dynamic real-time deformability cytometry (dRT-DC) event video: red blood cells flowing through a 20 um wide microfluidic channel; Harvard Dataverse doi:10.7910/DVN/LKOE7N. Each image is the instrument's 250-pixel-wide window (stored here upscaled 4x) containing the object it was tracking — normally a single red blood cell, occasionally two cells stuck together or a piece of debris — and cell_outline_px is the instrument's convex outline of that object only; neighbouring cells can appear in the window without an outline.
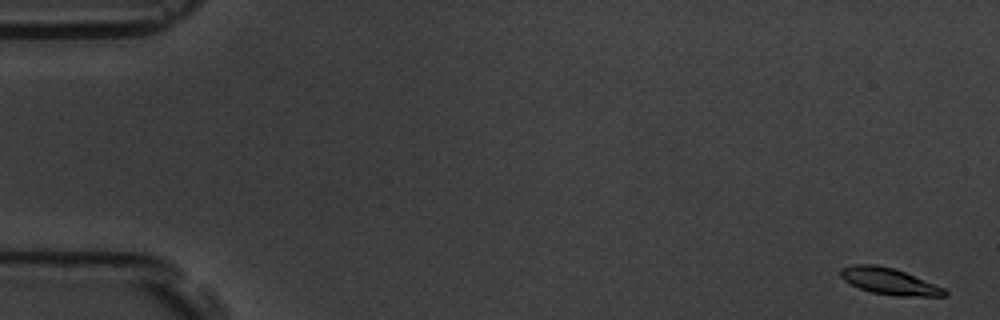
{"species": "common noctule bat (a hibernating species)", "species_latin": "Nyctalus noctula", "temperature_condition": "room temperature", "stored_images_in_passage": 6, "camera_frame_rate_fps": 3000, "um_per_image_px": 0.085, "animal": {"sex": "male", "body_mass_g": 19.5, "forearm_length_mm": 54.6}, "frame": {"image": 1, "passage_image": 1, "time_ms": 0.0, "image_size_px": [1000, 320], "cell_outline_px": [[948, 296], [896, 296], [872, 292], [860, 288], [844, 280], [840, 276], [840, 268], [852, 264], [876, 264], [892, 268], [904, 272], [944, 288], [948, 292]], "centroid_in_image_um": [75.57, 23.91], "position_along_channel_um": 9.4, "area_um2": 15.9}}
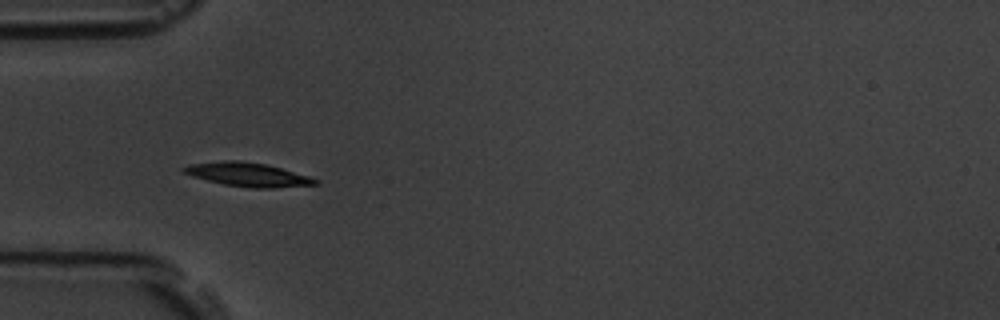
{"frame": {"image": 2, "passage_image": 5, "time_ms": 5.667, "image_size_px": [1000, 320], "cell_outline_px": [[320, 184], [272, 188], [252, 188], [224, 184], [192, 176], [184, 172], [180, 168], [188, 164], [224, 160], [240, 160], [264, 164], [280, 168], [308, 176], [320, 180]], "centroid_in_image_um": [21.05, 14.83], "position_along_channel_um": 63.9, "area_um2": 18.15}}
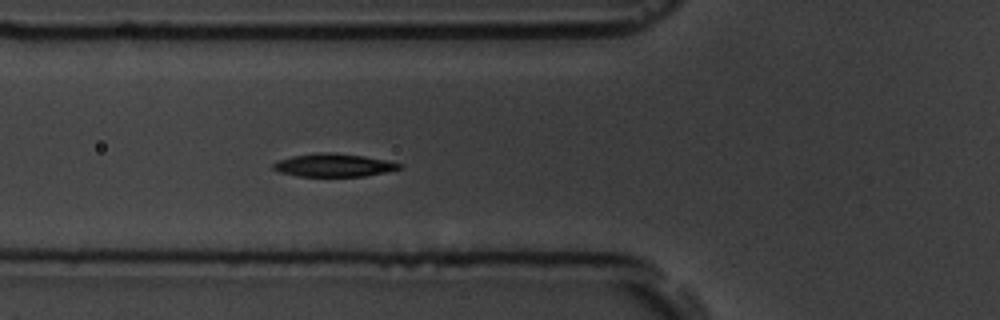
{"frame": {"image": 3, "passage_image": 6, "time_ms": 6.667, "image_size_px": [1000, 320], "cell_outline_px": [[404, 164], [400, 168], [384, 172], [364, 176], [296, 176], [280, 172], [272, 168], [272, 164], [276, 160], [292, 156], [316, 152], [332, 152], [364, 156], [388, 160]], "centroid_in_image_um": [28.33, 14.03], "position_along_channel_um": 97.5, "area_um2": 17.05}}